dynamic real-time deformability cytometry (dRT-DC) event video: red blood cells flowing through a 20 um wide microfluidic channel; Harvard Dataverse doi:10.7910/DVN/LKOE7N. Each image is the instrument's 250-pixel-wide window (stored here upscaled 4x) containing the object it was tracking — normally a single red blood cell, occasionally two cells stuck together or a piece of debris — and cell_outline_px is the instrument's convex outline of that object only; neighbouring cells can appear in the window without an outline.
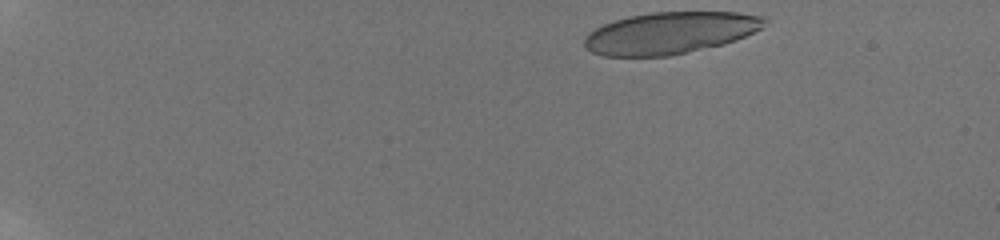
{"species": "human", "species_latin": "Homo sapiens", "temperature_condition": "room temperature", "stored_images_in_passage": 44, "camera_frame_rate_fps": 3000, "um_per_image_px": 0.085, "donor": {"sex": "male"}, "frame": {"image": 1, "passage_image": 1, "time_ms": 0.0, "image_size_px": [1000, 240], "cell_outline_px": [[768, 20], [764, 28], [736, 40], [724, 44], [668, 56], [604, 56], [592, 52], [584, 48], [584, 36], [588, 32], [604, 24], [628, 16], [652, 12], [740, 12], [768, 16]], "centroid_in_image_um": [57.0, 2.79], "position_along_channel_um": 28.0, "area_um2": 44.33}}
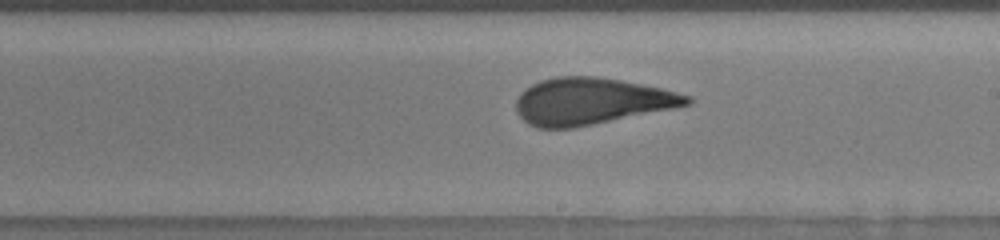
{"frame": {"image": 2, "passage_image": 32, "time_ms": 9.0, "image_size_px": [1000, 240], "cell_outline_px": [[692, 104], [676, 108], [572, 128], [536, 128], [528, 124], [516, 112], [516, 100], [520, 92], [532, 84], [540, 80], [556, 76], [596, 76], [620, 80], [660, 88], [692, 96]], "centroid_in_image_um": [50.24, 8.6], "position_along_channel_um": 238.8, "area_um2": 46.53}}
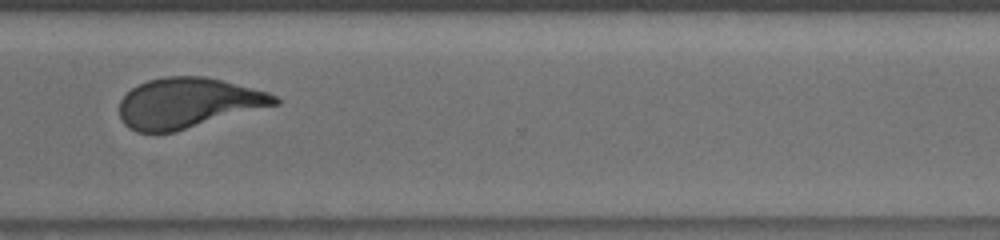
{"frame": {"image": 3, "passage_image": 38, "time_ms": 12.0, "image_size_px": [1000, 240], "cell_outline_px": [[280, 104], [176, 132], [136, 132], [128, 128], [124, 124], [120, 116], [120, 100], [132, 88], [148, 80], [164, 76], [204, 76], [268, 92], [276, 96], [280, 100]], "centroid_in_image_um": [15.99, 8.77], "position_along_channel_um": 354.6, "area_um2": 45.49}, "authors_computed_cell_mechanics": {"area_um2": 46.5001, "velocity_mm_per_s": 3.868, "shape_relaxation_time_tau1_ms": null, "shape_relaxation_time_tau2_ms": 0.8131, "deformation_change_tau1": null, "deformation_change_tau2": 0.0645}}